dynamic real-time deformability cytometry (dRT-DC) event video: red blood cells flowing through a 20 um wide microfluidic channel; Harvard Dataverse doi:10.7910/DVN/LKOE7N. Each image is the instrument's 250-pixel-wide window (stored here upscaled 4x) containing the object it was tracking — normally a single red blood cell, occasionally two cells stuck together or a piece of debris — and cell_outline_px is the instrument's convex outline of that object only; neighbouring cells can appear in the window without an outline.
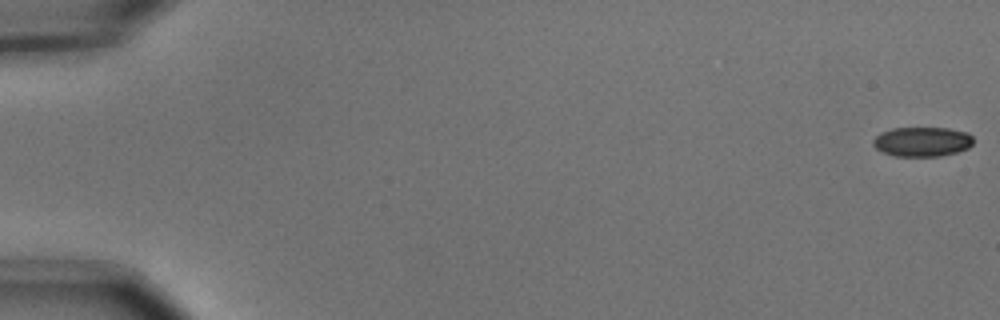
{"species": "common noctule bat (a hibernating species)", "species_latin": "Nyctalus noctula", "temperature_condition": "cold", "stored_images_in_passage": 5, "camera_frame_rate_fps": 3000, "um_per_image_px": 0.085, "animal": {"sex": "male", "body_mass_g": 15.6}, "frame": {"image": 1, "passage_image": 1, "time_ms": 0.0, "image_size_px": [1000, 320], "cell_outline_px": [[972, 144], [968, 148], [956, 152], [940, 156], [896, 156], [884, 152], [876, 148], [872, 144], [872, 140], [880, 132], [892, 128], [948, 128], [968, 132], [972, 136]], "centroid_in_image_um": [78.38, 12.03], "position_along_channel_um": 6.6, "area_um2": 17.28}}
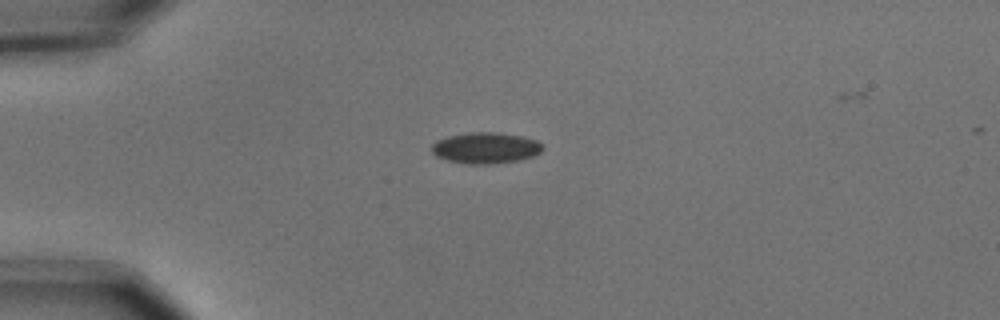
{"frame": {"image": 2, "passage_image": 5, "time_ms": 1.333, "image_size_px": [1000, 320], "cell_outline_px": [[544, 148], [540, 152], [532, 156], [520, 160], [492, 164], [468, 164], [448, 160], [436, 156], [432, 152], [432, 144], [436, 140], [448, 136], [468, 132], [496, 132], [520, 136], [536, 140], [544, 144]], "centroid_in_image_um": [41.28, 12.57], "position_along_channel_um": 43.7, "area_um2": 20.17}}